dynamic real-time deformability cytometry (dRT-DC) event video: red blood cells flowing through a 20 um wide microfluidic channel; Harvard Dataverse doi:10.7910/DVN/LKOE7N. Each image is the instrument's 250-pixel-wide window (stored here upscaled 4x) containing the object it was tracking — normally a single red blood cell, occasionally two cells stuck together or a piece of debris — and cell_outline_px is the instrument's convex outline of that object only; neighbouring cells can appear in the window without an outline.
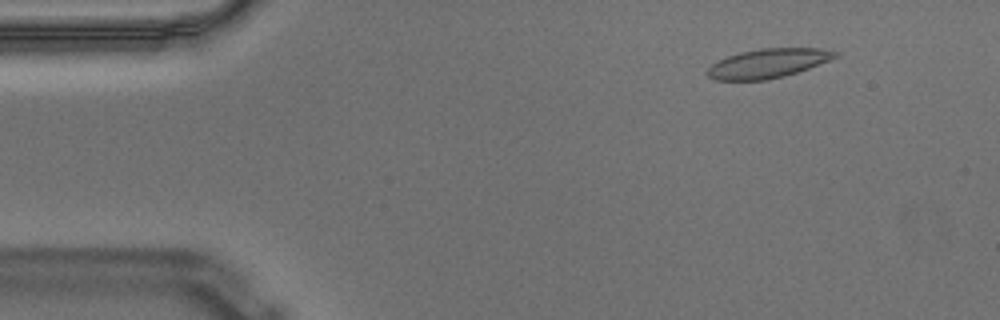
{"species": "Egyptian fruit bat (a non-hibernating species)", "species_latin": "Rousettus aegyptiacus", "temperature_condition": "warm", "stored_images_in_passage": 57, "camera_frame_rate_fps": 3000, "um_per_image_px": 0.085, "animal": {"sex": "male"}, "frame": {"image": 1, "passage_image": 6, "time_ms": 1.667, "image_size_px": [1000, 320], "cell_outline_px": [[840, 56], [808, 68], [784, 76], [768, 80], [716, 80], [708, 76], [704, 72], [716, 60], [740, 52], [760, 48], [820, 48], [840, 52]], "centroid_in_image_um": [65.26, 5.38], "position_along_channel_um": 19.7, "area_um2": 21.85}}
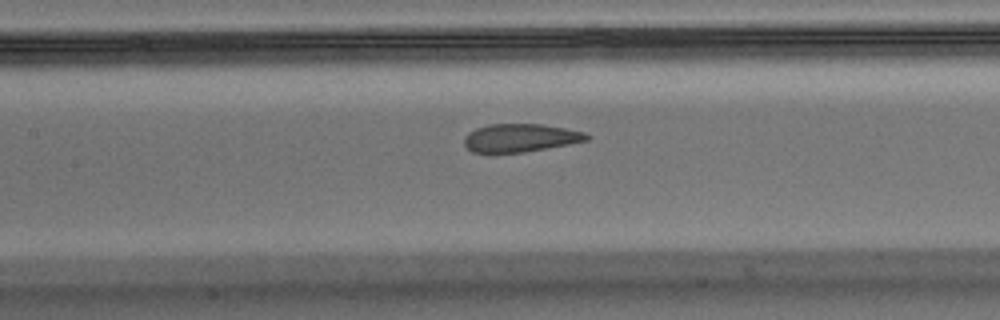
{"frame": {"image": 2, "passage_image": 25, "time_ms": 8.0, "image_size_px": [1000, 320], "cell_outline_px": [[592, 136], [588, 140], [568, 144], [524, 152], [472, 152], [464, 144], [464, 136], [468, 132], [476, 128], [488, 124], [540, 124], [564, 128], [584, 132]], "centroid_in_image_um": [44.22, 11.71], "position_along_channel_um": 163.2, "area_um2": 19.94}}
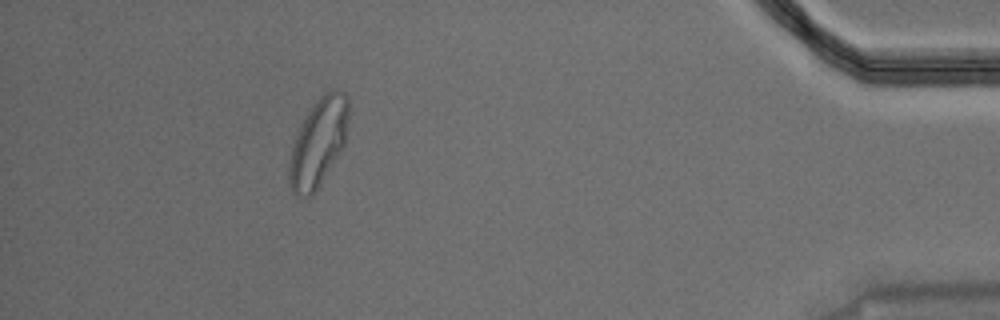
{"frame": {"image": 3, "passage_image": 51, "time_ms": 16.667, "image_size_px": [1000, 320], "cell_outline_px": [[348, 116], [344, 144], [320, 184], [312, 196], [308, 200], [296, 196], [292, 192], [288, 184], [288, 168], [292, 148], [296, 136], [304, 116], [316, 100], [324, 92], [332, 88], [336, 88], [344, 92], [348, 96]], "centroid_in_image_um": [27.03, 12.12], "position_along_channel_um": 408.2, "area_um2": 30.58}, "authors_computed_cell_mechanics": {"area_um2": 22.0218, "velocity_mm_per_s": 3.4909, "shape_relaxation_time_tau1_ms": null, "shape_relaxation_time_tau2_ms": 1.0805, "deformation_change_tau1": null, "deformation_change_tau2": 0.0621}}